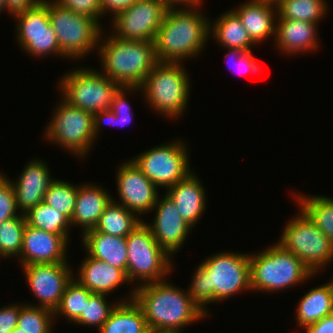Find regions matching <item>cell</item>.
Returning <instances> with one entry per match:
<instances>
[{"instance_id": "obj_45", "label": "cell", "mask_w": 333, "mask_h": 333, "mask_svg": "<svg viewBox=\"0 0 333 333\" xmlns=\"http://www.w3.org/2000/svg\"><path fill=\"white\" fill-rule=\"evenodd\" d=\"M306 333H333V313L326 315L318 322L303 327Z\"/></svg>"}, {"instance_id": "obj_18", "label": "cell", "mask_w": 333, "mask_h": 333, "mask_svg": "<svg viewBox=\"0 0 333 333\" xmlns=\"http://www.w3.org/2000/svg\"><path fill=\"white\" fill-rule=\"evenodd\" d=\"M69 235H56L26 224L20 266L67 262Z\"/></svg>"}, {"instance_id": "obj_32", "label": "cell", "mask_w": 333, "mask_h": 333, "mask_svg": "<svg viewBox=\"0 0 333 333\" xmlns=\"http://www.w3.org/2000/svg\"><path fill=\"white\" fill-rule=\"evenodd\" d=\"M25 215L26 224L56 235H69L70 219L45 202L29 209Z\"/></svg>"}, {"instance_id": "obj_19", "label": "cell", "mask_w": 333, "mask_h": 333, "mask_svg": "<svg viewBox=\"0 0 333 333\" xmlns=\"http://www.w3.org/2000/svg\"><path fill=\"white\" fill-rule=\"evenodd\" d=\"M42 159H31L24 167L18 179L11 180L18 210L26 213L29 209L44 202V197L51 182L48 165Z\"/></svg>"}, {"instance_id": "obj_21", "label": "cell", "mask_w": 333, "mask_h": 333, "mask_svg": "<svg viewBox=\"0 0 333 333\" xmlns=\"http://www.w3.org/2000/svg\"><path fill=\"white\" fill-rule=\"evenodd\" d=\"M200 180L193 171L165 191L176 205L179 215L192 227L201 219L207 207L206 190Z\"/></svg>"}, {"instance_id": "obj_17", "label": "cell", "mask_w": 333, "mask_h": 333, "mask_svg": "<svg viewBox=\"0 0 333 333\" xmlns=\"http://www.w3.org/2000/svg\"><path fill=\"white\" fill-rule=\"evenodd\" d=\"M159 197L152 208L155 211L154 221L152 224L145 223L160 247L170 257H174L193 227L179 215L176 205L166 194L162 199Z\"/></svg>"}, {"instance_id": "obj_10", "label": "cell", "mask_w": 333, "mask_h": 333, "mask_svg": "<svg viewBox=\"0 0 333 333\" xmlns=\"http://www.w3.org/2000/svg\"><path fill=\"white\" fill-rule=\"evenodd\" d=\"M54 108L53 117L45 128L44 139L84 159L96 140L93 114L71 105L63 97Z\"/></svg>"}, {"instance_id": "obj_24", "label": "cell", "mask_w": 333, "mask_h": 333, "mask_svg": "<svg viewBox=\"0 0 333 333\" xmlns=\"http://www.w3.org/2000/svg\"><path fill=\"white\" fill-rule=\"evenodd\" d=\"M112 200V195L101 186L89 182L79 184L71 226H80L82 234L94 229Z\"/></svg>"}, {"instance_id": "obj_11", "label": "cell", "mask_w": 333, "mask_h": 333, "mask_svg": "<svg viewBox=\"0 0 333 333\" xmlns=\"http://www.w3.org/2000/svg\"><path fill=\"white\" fill-rule=\"evenodd\" d=\"M58 86L61 97L71 105L92 114L110 110L113 96L121 88L98 69L89 67L72 69L62 75Z\"/></svg>"}, {"instance_id": "obj_43", "label": "cell", "mask_w": 333, "mask_h": 333, "mask_svg": "<svg viewBox=\"0 0 333 333\" xmlns=\"http://www.w3.org/2000/svg\"><path fill=\"white\" fill-rule=\"evenodd\" d=\"M101 1V17L109 12L111 16L119 11L130 8L138 0H100ZM107 12V13H106Z\"/></svg>"}, {"instance_id": "obj_14", "label": "cell", "mask_w": 333, "mask_h": 333, "mask_svg": "<svg viewBox=\"0 0 333 333\" xmlns=\"http://www.w3.org/2000/svg\"><path fill=\"white\" fill-rule=\"evenodd\" d=\"M168 8L162 0H138L111 17V34L123 40L154 42Z\"/></svg>"}, {"instance_id": "obj_12", "label": "cell", "mask_w": 333, "mask_h": 333, "mask_svg": "<svg viewBox=\"0 0 333 333\" xmlns=\"http://www.w3.org/2000/svg\"><path fill=\"white\" fill-rule=\"evenodd\" d=\"M187 147L185 141L175 140L147 149L131 160L158 189H168L193 172Z\"/></svg>"}, {"instance_id": "obj_47", "label": "cell", "mask_w": 333, "mask_h": 333, "mask_svg": "<svg viewBox=\"0 0 333 333\" xmlns=\"http://www.w3.org/2000/svg\"><path fill=\"white\" fill-rule=\"evenodd\" d=\"M260 1L278 6L283 0H260Z\"/></svg>"}, {"instance_id": "obj_7", "label": "cell", "mask_w": 333, "mask_h": 333, "mask_svg": "<svg viewBox=\"0 0 333 333\" xmlns=\"http://www.w3.org/2000/svg\"><path fill=\"white\" fill-rule=\"evenodd\" d=\"M126 244L129 285L138 279L139 284L135 287L166 280L174 265L144 220L126 237Z\"/></svg>"}, {"instance_id": "obj_8", "label": "cell", "mask_w": 333, "mask_h": 333, "mask_svg": "<svg viewBox=\"0 0 333 333\" xmlns=\"http://www.w3.org/2000/svg\"><path fill=\"white\" fill-rule=\"evenodd\" d=\"M48 14L63 58L77 61L98 50L103 30L94 18L61 7L54 0H48Z\"/></svg>"}, {"instance_id": "obj_31", "label": "cell", "mask_w": 333, "mask_h": 333, "mask_svg": "<svg viewBox=\"0 0 333 333\" xmlns=\"http://www.w3.org/2000/svg\"><path fill=\"white\" fill-rule=\"evenodd\" d=\"M135 90V91H133ZM139 87H121L113 96L110 110L99 111L93 114V131L95 138L99 136V132L104 124L113 126H127L132 121L133 113L130 104L127 102L129 92H136ZM128 92V93H127Z\"/></svg>"}, {"instance_id": "obj_28", "label": "cell", "mask_w": 333, "mask_h": 333, "mask_svg": "<svg viewBox=\"0 0 333 333\" xmlns=\"http://www.w3.org/2000/svg\"><path fill=\"white\" fill-rule=\"evenodd\" d=\"M100 333H151L143 310L133 300L119 302L107 321L98 330Z\"/></svg>"}, {"instance_id": "obj_40", "label": "cell", "mask_w": 333, "mask_h": 333, "mask_svg": "<svg viewBox=\"0 0 333 333\" xmlns=\"http://www.w3.org/2000/svg\"><path fill=\"white\" fill-rule=\"evenodd\" d=\"M227 50L228 53L225 54V57L226 58L228 57V61L233 60L232 63L235 66L233 67V69L235 68L238 71V74L258 72L260 67L257 65V62L255 61V58L252 54V51H242L240 49H235V48H228Z\"/></svg>"}, {"instance_id": "obj_25", "label": "cell", "mask_w": 333, "mask_h": 333, "mask_svg": "<svg viewBox=\"0 0 333 333\" xmlns=\"http://www.w3.org/2000/svg\"><path fill=\"white\" fill-rule=\"evenodd\" d=\"M81 238L82 247L87 255L105 261L126 274L127 244L125 237L112 236L92 229L82 234Z\"/></svg>"}, {"instance_id": "obj_41", "label": "cell", "mask_w": 333, "mask_h": 333, "mask_svg": "<svg viewBox=\"0 0 333 333\" xmlns=\"http://www.w3.org/2000/svg\"><path fill=\"white\" fill-rule=\"evenodd\" d=\"M61 7L70 9L78 14L87 15L100 23L101 1L100 0H54Z\"/></svg>"}, {"instance_id": "obj_13", "label": "cell", "mask_w": 333, "mask_h": 333, "mask_svg": "<svg viewBox=\"0 0 333 333\" xmlns=\"http://www.w3.org/2000/svg\"><path fill=\"white\" fill-rule=\"evenodd\" d=\"M16 37L25 53L34 57L62 56L55 31L50 23L48 1L41 0L35 7L15 15Z\"/></svg>"}, {"instance_id": "obj_46", "label": "cell", "mask_w": 333, "mask_h": 333, "mask_svg": "<svg viewBox=\"0 0 333 333\" xmlns=\"http://www.w3.org/2000/svg\"><path fill=\"white\" fill-rule=\"evenodd\" d=\"M168 7L201 5L202 0H162Z\"/></svg>"}, {"instance_id": "obj_38", "label": "cell", "mask_w": 333, "mask_h": 333, "mask_svg": "<svg viewBox=\"0 0 333 333\" xmlns=\"http://www.w3.org/2000/svg\"><path fill=\"white\" fill-rule=\"evenodd\" d=\"M54 320L52 310L27 303L20 310L17 327L25 333H52Z\"/></svg>"}, {"instance_id": "obj_5", "label": "cell", "mask_w": 333, "mask_h": 333, "mask_svg": "<svg viewBox=\"0 0 333 333\" xmlns=\"http://www.w3.org/2000/svg\"><path fill=\"white\" fill-rule=\"evenodd\" d=\"M252 291L274 293L313 278L312 271L279 243L249 254Z\"/></svg>"}, {"instance_id": "obj_22", "label": "cell", "mask_w": 333, "mask_h": 333, "mask_svg": "<svg viewBox=\"0 0 333 333\" xmlns=\"http://www.w3.org/2000/svg\"><path fill=\"white\" fill-rule=\"evenodd\" d=\"M74 278L92 293L109 295L129 283L126 274L109 263L86 255ZM127 282V283H126Z\"/></svg>"}, {"instance_id": "obj_37", "label": "cell", "mask_w": 333, "mask_h": 333, "mask_svg": "<svg viewBox=\"0 0 333 333\" xmlns=\"http://www.w3.org/2000/svg\"><path fill=\"white\" fill-rule=\"evenodd\" d=\"M78 186L54 178L45 194L44 202L71 220L75 210Z\"/></svg>"}, {"instance_id": "obj_15", "label": "cell", "mask_w": 333, "mask_h": 333, "mask_svg": "<svg viewBox=\"0 0 333 333\" xmlns=\"http://www.w3.org/2000/svg\"><path fill=\"white\" fill-rule=\"evenodd\" d=\"M69 266L68 262L21 266L29 288L39 302L28 305L47 308L54 312L67 284L74 277Z\"/></svg>"}, {"instance_id": "obj_3", "label": "cell", "mask_w": 333, "mask_h": 333, "mask_svg": "<svg viewBox=\"0 0 333 333\" xmlns=\"http://www.w3.org/2000/svg\"><path fill=\"white\" fill-rule=\"evenodd\" d=\"M199 6L168 8L154 40L158 62L184 63L205 49L211 21Z\"/></svg>"}, {"instance_id": "obj_49", "label": "cell", "mask_w": 333, "mask_h": 333, "mask_svg": "<svg viewBox=\"0 0 333 333\" xmlns=\"http://www.w3.org/2000/svg\"><path fill=\"white\" fill-rule=\"evenodd\" d=\"M11 333H25V332H23V331H22L21 329H19L18 327H15Z\"/></svg>"}, {"instance_id": "obj_9", "label": "cell", "mask_w": 333, "mask_h": 333, "mask_svg": "<svg viewBox=\"0 0 333 333\" xmlns=\"http://www.w3.org/2000/svg\"><path fill=\"white\" fill-rule=\"evenodd\" d=\"M298 213L285 226L277 241L286 251L297 256L314 275L333 261V245L299 207Z\"/></svg>"}, {"instance_id": "obj_2", "label": "cell", "mask_w": 333, "mask_h": 333, "mask_svg": "<svg viewBox=\"0 0 333 333\" xmlns=\"http://www.w3.org/2000/svg\"><path fill=\"white\" fill-rule=\"evenodd\" d=\"M134 301L143 310L149 330L154 333H182L189 324L209 316L187 291L167 280L135 287Z\"/></svg>"}, {"instance_id": "obj_16", "label": "cell", "mask_w": 333, "mask_h": 333, "mask_svg": "<svg viewBox=\"0 0 333 333\" xmlns=\"http://www.w3.org/2000/svg\"><path fill=\"white\" fill-rule=\"evenodd\" d=\"M116 170L117 193L126 209L137 216L150 213L159 196L158 188L143 174L132 160L121 163Z\"/></svg>"}, {"instance_id": "obj_27", "label": "cell", "mask_w": 333, "mask_h": 333, "mask_svg": "<svg viewBox=\"0 0 333 333\" xmlns=\"http://www.w3.org/2000/svg\"><path fill=\"white\" fill-rule=\"evenodd\" d=\"M209 33L225 49L252 51L251 48L255 44L249 37L241 19L232 9L224 12L214 23H210Z\"/></svg>"}, {"instance_id": "obj_48", "label": "cell", "mask_w": 333, "mask_h": 333, "mask_svg": "<svg viewBox=\"0 0 333 333\" xmlns=\"http://www.w3.org/2000/svg\"><path fill=\"white\" fill-rule=\"evenodd\" d=\"M6 11V1L5 0H0V12Z\"/></svg>"}, {"instance_id": "obj_29", "label": "cell", "mask_w": 333, "mask_h": 333, "mask_svg": "<svg viewBox=\"0 0 333 333\" xmlns=\"http://www.w3.org/2000/svg\"><path fill=\"white\" fill-rule=\"evenodd\" d=\"M142 221L141 217L112 200L103 211L94 230L126 238Z\"/></svg>"}, {"instance_id": "obj_35", "label": "cell", "mask_w": 333, "mask_h": 333, "mask_svg": "<svg viewBox=\"0 0 333 333\" xmlns=\"http://www.w3.org/2000/svg\"><path fill=\"white\" fill-rule=\"evenodd\" d=\"M93 293L81 285L74 277L67 284L58 307L54 311V318L60 315L70 323L74 322L84 311L85 302Z\"/></svg>"}, {"instance_id": "obj_26", "label": "cell", "mask_w": 333, "mask_h": 333, "mask_svg": "<svg viewBox=\"0 0 333 333\" xmlns=\"http://www.w3.org/2000/svg\"><path fill=\"white\" fill-rule=\"evenodd\" d=\"M333 313V281L309 290L300 299L296 309V322L300 328L318 322Z\"/></svg>"}, {"instance_id": "obj_36", "label": "cell", "mask_w": 333, "mask_h": 333, "mask_svg": "<svg viewBox=\"0 0 333 333\" xmlns=\"http://www.w3.org/2000/svg\"><path fill=\"white\" fill-rule=\"evenodd\" d=\"M25 226L26 220L23 213L4 220L0 224V258L20 256Z\"/></svg>"}, {"instance_id": "obj_33", "label": "cell", "mask_w": 333, "mask_h": 333, "mask_svg": "<svg viewBox=\"0 0 333 333\" xmlns=\"http://www.w3.org/2000/svg\"><path fill=\"white\" fill-rule=\"evenodd\" d=\"M326 0H283L278 6L277 19L319 23L328 12Z\"/></svg>"}, {"instance_id": "obj_44", "label": "cell", "mask_w": 333, "mask_h": 333, "mask_svg": "<svg viewBox=\"0 0 333 333\" xmlns=\"http://www.w3.org/2000/svg\"><path fill=\"white\" fill-rule=\"evenodd\" d=\"M6 11L12 16L35 7L41 0H5Z\"/></svg>"}, {"instance_id": "obj_39", "label": "cell", "mask_w": 333, "mask_h": 333, "mask_svg": "<svg viewBox=\"0 0 333 333\" xmlns=\"http://www.w3.org/2000/svg\"><path fill=\"white\" fill-rule=\"evenodd\" d=\"M20 214L11 180L0 171V224Z\"/></svg>"}, {"instance_id": "obj_34", "label": "cell", "mask_w": 333, "mask_h": 333, "mask_svg": "<svg viewBox=\"0 0 333 333\" xmlns=\"http://www.w3.org/2000/svg\"><path fill=\"white\" fill-rule=\"evenodd\" d=\"M105 296L107 295L93 293L89 297L88 302H85L84 311H82L81 315L73 322L74 325L76 324L88 327L91 326L94 328L96 327L97 330H99L107 321L110 313L119 302H125L134 299V289H132L130 295H126L124 300L120 298V300L115 302V304L113 303V305L107 302V297Z\"/></svg>"}, {"instance_id": "obj_1", "label": "cell", "mask_w": 333, "mask_h": 333, "mask_svg": "<svg viewBox=\"0 0 333 333\" xmlns=\"http://www.w3.org/2000/svg\"><path fill=\"white\" fill-rule=\"evenodd\" d=\"M194 272L187 292L207 315L206 306L210 303L221 302L242 291H252L249 253H215L204 259Z\"/></svg>"}, {"instance_id": "obj_20", "label": "cell", "mask_w": 333, "mask_h": 333, "mask_svg": "<svg viewBox=\"0 0 333 333\" xmlns=\"http://www.w3.org/2000/svg\"><path fill=\"white\" fill-rule=\"evenodd\" d=\"M318 26L315 23L298 20L277 19L275 46L282 53L300 54L316 51L319 47Z\"/></svg>"}, {"instance_id": "obj_42", "label": "cell", "mask_w": 333, "mask_h": 333, "mask_svg": "<svg viewBox=\"0 0 333 333\" xmlns=\"http://www.w3.org/2000/svg\"><path fill=\"white\" fill-rule=\"evenodd\" d=\"M25 304H9L0 308V333H11L17 327L20 310Z\"/></svg>"}, {"instance_id": "obj_4", "label": "cell", "mask_w": 333, "mask_h": 333, "mask_svg": "<svg viewBox=\"0 0 333 333\" xmlns=\"http://www.w3.org/2000/svg\"><path fill=\"white\" fill-rule=\"evenodd\" d=\"M103 34V35H102ZM98 48L102 74L121 87H141L146 76L158 63L155 43L123 40L102 32ZM105 38V40H104Z\"/></svg>"}, {"instance_id": "obj_23", "label": "cell", "mask_w": 333, "mask_h": 333, "mask_svg": "<svg viewBox=\"0 0 333 333\" xmlns=\"http://www.w3.org/2000/svg\"><path fill=\"white\" fill-rule=\"evenodd\" d=\"M241 19L249 37L257 45L265 39L276 35V22L278 17L277 6L260 0H250L232 9Z\"/></svg>"}, {"instance_id": "obj_6", "label": "cell", "mask_w": 333, "mask_h": 333, "mask_svg": "<svg viewBox=\"0 0 333 333\" xmlns=\"http://www.w3.org/2000/svg\"><path fill=\"white\" fill-rule=\"evenodd\" d=\"M183 63L158 62L139 87L154 112L178 119L185 112L190 97V77Z\"/></svg>"}, {"instance_id": "obj_30", "label": "cell", "mask_w": 333, "mask_h": 333, "mask_svg": "<svg viewBox=\"0 0 333 333\" xmlns=\"http://www.w3.org/2000/svg\"><path fill=\"white\" fill-rule=\"evenodd\" d=\"M294 199L316 227L325 234L333 245V198L323 195H300Z\"/></svg>"}]
</instances>
